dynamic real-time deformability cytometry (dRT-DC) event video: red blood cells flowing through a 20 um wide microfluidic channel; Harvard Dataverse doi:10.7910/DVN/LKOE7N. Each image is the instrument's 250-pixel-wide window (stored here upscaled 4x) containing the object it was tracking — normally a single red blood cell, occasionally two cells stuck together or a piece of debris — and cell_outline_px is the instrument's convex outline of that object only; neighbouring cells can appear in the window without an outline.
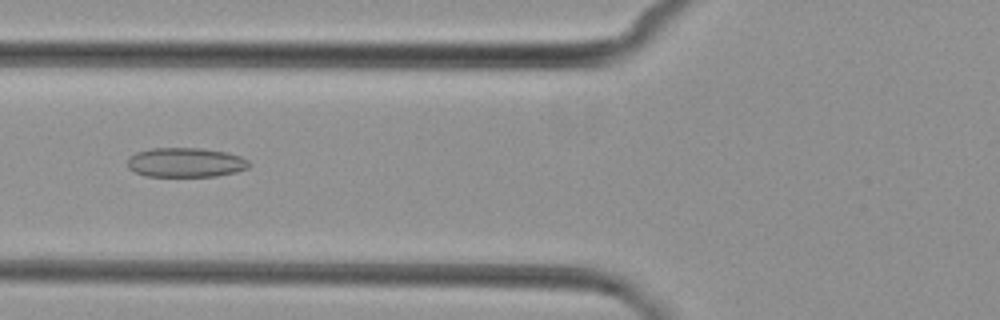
{"species": "common noctule bat (a hibernating species)", "species_latin": "Nyctalus noctula", "temperature_condition": "cold", "stored_images_in_passage": 6, "camera_frame_rate_fps": 3000, "um_per_image_px": 0.085, "animal": {"sex": "female", "body_mass_g": 29.2, "forearm_length_mm": 56.3}, "frame": {"image": 1, "passage_image": 4, "time_ms": 5.0, "image_size_px": [1000, 320], "cell_outline_px": [[252, 164], [248, 168], [236, 172], [216, 176], [144, 176], [128, 168], [128, 160], [136, 152], [152, 148], [200, 148], [224, 152], [240, 156], [248, 160]], "centroid_in_image_um": [15.8, 13.81], "position_along_channel_um": 110.0, "area_um2": 20.81}}
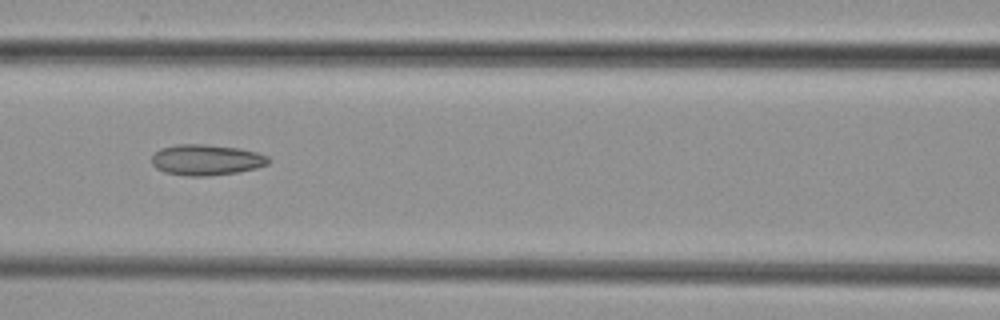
{"frame": {"image": 2, "passage_image": 5, "time_ms": 6.0, "image_size_px": [1000, 320], "cell_outline_px": [[272, 160], [268, 164], [256, 168], [236, 172], [208, 176], [188, 176], [164, 172], [156, 168], [152, 164], [152, 156], [160, 148], [176, 144], [208, 144], [240, 148], [256, 152], [268, 156]], "centroid_in_image_um": [17.54, 13.58], "position_along_channel_um": 149.1, "area_um2": 21.1}}
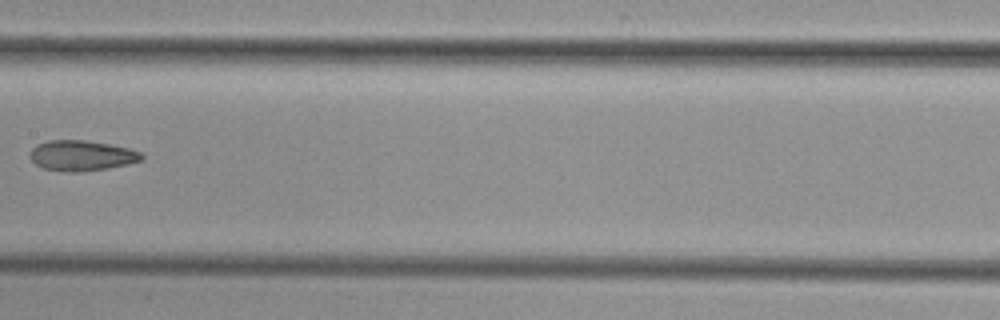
{"frame": {"image": 3, "passage_image": 6, "time_ms": 7.333, "image_size_px": [1000, 320], "cell_outline_px": [[144, 160], [108, 168], [76, 172], [64, 172], [44, 168], [36, 164], [28, 156], [32, 148], [36, 144], [48, 140], [84, 140], [108, 144], [128, 148], [140, 152], [144, 156]], "centroid_in_image_um": [6.91, 13.22], "position_along_channel_um": 200.5, "area_um2": 19.77}}